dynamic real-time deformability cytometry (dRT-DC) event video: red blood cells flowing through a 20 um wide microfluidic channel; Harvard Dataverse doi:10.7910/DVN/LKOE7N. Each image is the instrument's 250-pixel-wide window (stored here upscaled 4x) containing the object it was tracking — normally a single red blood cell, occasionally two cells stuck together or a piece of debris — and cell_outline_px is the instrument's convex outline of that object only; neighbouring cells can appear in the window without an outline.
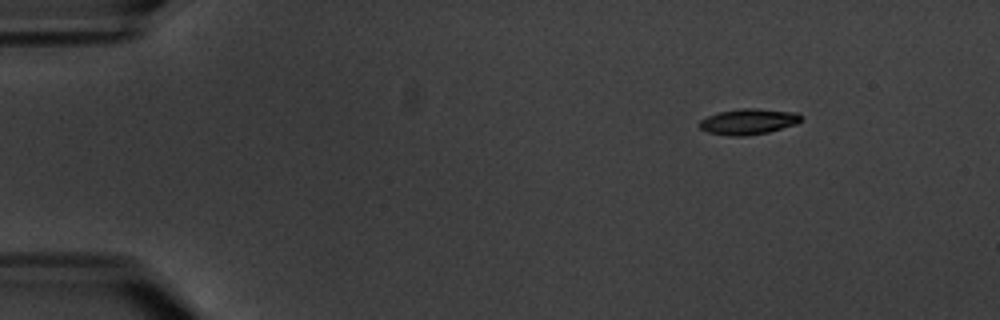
{"species": "common noctule bat (a hibernating species)", "species_latin": "Nyctalus noctula", "temperature_condition": "warm", "stored_images_in_passage": 6, "camera_frame_rate_fps": 3000, "um_per_image_px": 0.085, "animal": {"sex": "male", "body_mass_g": 20.1, "forearm_length_mm": 53.5}, "frame": {"image": 1, "passage_image": 6, "time_ms": 6.667, "image_size_px": [1000, 320], "cell_outline_px": [[800, 120], [796, 124], [768, 132], [744, 136], [732, 136], [708, 132], [700, 128], [696, 124], [700, 120], [708, 116], [720, 112], [740, 108], [756, 108], [796, 112], [800, 116]], "centroid_in_image_um": [63.57, 10.33], "position_along_channel_um": 21.4, "area_um2": 15.14}}